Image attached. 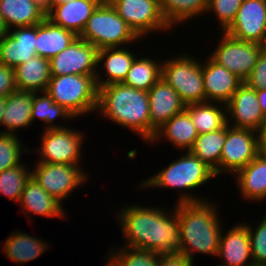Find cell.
<instances>
[{
	"mask_svg": "<svg viewBox=\"0 0 266 266\" xmlns=\"http://www.w3.org/2000/svg\"><path fill=\"white\" fill-rule=\"evenodd\" d=\"M33 103V92L15 90L6 97L5 109L1 125L7 127L8 131L2 133L16 134V130L31 125V109Z\"/></svg>",
	"mask_w": 266,
	"mask_h": 266,
	"instance_id": "26",
	"label": "cell"
},
{
	"mask_svg": "<svg viewBox=\"0 0 266 266\" xmlns=\"http://www.w3.org/2000/svg\"><path fill=\"white\" fill-rule=\"evenodd\" d=\"M106 266H158V253L124 246L118 251L113 248ZM116 251V252H115ZM112 253V254H111ZM114 253V254H113Z\"/></svg>",
	"mask_w": 266,
	"mask_h": 266,
	"instance_id": "35",
	"label": "cell"
},
{
	"mask_svg": "<svg viewBox=\"0 0 266 266\" xmlns=\"http://www.w3.org/2000/svg\"><path fill=\"white\" fill-rule=\"evenodd\" d=\"M257 156L256 131L230 127L227 123L226 140L221 153L219 174L228 172L235 175Z\"/></svg>",
	"mask_w": 266,
	"mask_h": 266,
	"instance_id": "12",
	"label": "cell"
},
{
	"mask_svg": "<svg viewBox=\"0 0 266 266\" xmlns=\"http://www.w3.org/2000/svg\"><path fill=\"white\" fill-rule=\"evenodd\" d=\"M243 0H208L207 12L215 13L222 32L233 22Z\"/></svg>",
	"mask_w": 266,
	"mask_h": 266,
	"instance_id": "38",
	"label": "cell"
},
{
	"mask_svg": "<svg viewBox=\"0 0 266 266\" xmlns=\"http://www.w3.org/2000/svg\"><path fill=\"white\" fill-rule=\"evenodd\" d=\"M97 111L115 124L135 131L150 141V103L148 92L123 83L98 88Z\"/></svg>",
	"mask_w": 266,
	"mask_h": 266,
	"instance_id": "3",
	"label": "cell"
},
{
	"mask_svg": "<svg viewBox=\"0 0 266 266\" xmlns=\"http://www.w3.org/2000/svg\"><path fill=\"white\" fill-rule=\"evenodd\" d=\"M257 226L255 231L247 226L252 259L254 264H266V215Z\"/></svg>",
	"mask_w": 266,
	"mask_h": 266,
	"instance_id": "39",
	"label": "cell"
},
{
	"mask_svg": "<svg viewBox=\"0 0 266 266\" xmlns=\"http://www.w3.org/2000/svg\"><path fill=\"white\" fill-rule=\"evenodd\" d=\"M158 266H193L187 257L181 253L160 254Z\"/></svg>",
	"mask_w": 266,
	"mask_h": 266,
	"instance_id": "42",
	"label": "cell"
},
{
	"mask_svg": "<svg viewBox=\"0 0 266 266\" xmlns=\"http://www.w3.org/2000/svg\"><path fill=\"white\" fill-rule=\"evenodd\" d=\"M5 103H6V98L5 97H0V124L2 121V117H3V112L5 109Z\"/></svg>",
	"mask_w": 266,
	"mask_h": 266,
	"instance_id": "47",
	"label": "cell"
},
{
	"mask_svg": "<svg viewBox=\"0 0 266 266\" xmlns=\"http://www.w3.org/2000/svg\"><path fill=\"white\" fill-rule=\"evenodd\" d=\"M32 170L31 176L51 196L62 204V200L72 192L73 189L82 186L86 182L87 173L81 171L80 165L52 164L37 162ZM84 181V182H83Z\"/></svg>",
	"mask_w": 266,
	"mask_h": 266,
	"instance_id": "10",
	"label": "cell"
},
{
	"mask_svg": "<svg viewBox=\"0 0 266 266\" xmlns=\"http://www.w3.org/2000/svg\"><path fill=\"white\" fill-rule=\"evenodd\" d=\"M36 38L37 24L9 31L0 40V63L15 69L29 58L36 56Z\"/></svg>",
	"mask_w": 266,
	"mask_h": 266,
	"instance_id": "17",
	"label": "cell"
},
{
	"mask_svg": "<svg viewBox=\"0 0 266 266\" xmlns=\"http://www.w3.org/2000/svg\"><path fill=\"white\" fill-rule=\"evenodd\" d=\"M251 266H266V264H252Z\"/></svg>",
	"mask_w": 266,
	"mask_h": 266,
	"instance_id": "51",
	"label": "cell"
},
{
	"mask_svg": "<svg viewBox=\"0 0 266 266\" xmlns=\"http://www.w3.org/2000/svg\"><path fill=\"white\" fill-rule=\"evenodd\" d=\"M223 258L219 266H251L253 264L247 224H237L221 233L217 257ZM250 260V263L247 262ZM248 263V264H247Z\"/></svg>",
	"mask_w": 266,
	"mask_h": 266,
	"instance_id": "19",
	"label": "cell"
},
{
	"mask_svg": "<svg viewBox=\"0 0 266 266\" xmlns=\"http://www.w3.org/2000/svg\"><path fill=\"white\" fill-rule=\"evenodd\" d=\"M30 177L31 171L25 164L0 172V193L19 203L25 184Z\"/></svg>",
	"mask_w": 266,
	"mask_h": 266,
	"instance_id": "36",
	"label": "cell"
},
{
	"mask_svg": "<svg viewBox=\"0 0 266 266\" xmlns=\"http://www.w3.org/2000/svg\"><path fill=\"white\" fill-rule=\"evenodd\" d=\"M45 92L74 118L97 109L98 87L95 75L51 76Z\"/></svg>",
	"mask_w": 266,
	"mask_h": 266,
	"instance_id": "4",
	"label": "cell"
},
{
	"mask_svg": "<svg viewBox=\"0 0 266 266\" xmlns=\"http://www.w3.org/2000/svg\"><path fill=\"white\" fill-rule=\"evenodd\" d=\"M244 82L255 90L266 89V56L263 53L258 57L253 71Z\"/></svg>",
	"mask_w": 266,
	"mask_h": 266,
	"instance_id": "40",
	"label": "cell"
},
{
	"mask_svg": "<svg viewBox=\"0 0 266 266\" xmlns=\"http://www.w3.org/2000/svg\"><path fill=\"white\" fill-rule=\"evenodd\" d=\"M98 49L78 37L50 61L51 76L96 75Z\"/></svg>",
	"mask_w": 266,
	"mask_h": 266,
	"instance_id": "13",
	"label": "cell"
},
{
	"mask_svg": "<svg viewBox=\"0 0 266 266\" xmlns=\"http://www.w3.org/2000/svg\"><path fill=\"white\" fill-rule=\"evenodd\" d=\"M22 151H28V147L22 150L17 134L0 132V172L20 165Z\"/></svg>",
	"mask_w": 266,
	"mask_h": 266,
	"instance_id": "37",
	"label": "cell"
},
{
	"mask_svg": "<svg viewBox=\"0 0 266 266\" xmlns=\"http://www.w3.org/2000/svg\"><path fill=\"white\" fill-rule=\"evenodd\" d=\"M222 33V39L210 58L244 82L262 53L261 44L238 40Z\"/></svg>",
	"mask_w": 266,
	"mask_h": 266,
	"instance_id": "8",
	"label": "cell"
},
{
	"mask_svg": "<svg viewBox=\"0 0 266 266\" xmlns=\"http://www.w3.org/2000/svg\"><path fill=\"white\" fill-rule=\"evenodd\" d=\"M227 123L230 127L256 131L266 118L259 105L256 90L243 82L226 104ZM229 116V117H228ZM233 119L234 124L230 123Z\"/></svg>",
	"mask_w": 266,
	"mask_h": 266,
	"instance_id": "15",
	"label": "cell"
},
{
	"mask_svg": "<svg viewBox=\"0 0 266 266\" xmlns=\"http://www.w3.org/2000/svg\"><path fill=\"white\" fill-rule=\"evenodd\" d=\"M162 208L130 205L117 215L125 246L152 251L158 254H172L180 249L179 219L177 203L172 213Z\"/></svg>",
	"mask_w": 266,
	"mask_h": 266,
	"instance_id": "1",
	"label": "cell"
},
{
	"mask_svg": "<svg viewBox=\"0 0 266 266\" xmlns=\"http://www.w3.org/2000/svg\"><path fill=\"white\" fill-rule=\"evenodd\" d=\"M256 94L258 97L259 105L263 114L266 116V89L264 90H256Z\"/></svg>",
	"mask_w": 266,
	"mask_h": 266,
	"instance_id": "45",
	"label": "cell"
},
{
	"mask_svg": "<svg viewBox=\"0 0 266 266\" xmlns=\"http://www.w3.org/2000/svg\"><path fill=\"white\" fill-rule=\"evenodd\" d=\"M224 32L238 40L261 44L266 35L265 0H243L235 19Z\"/></svg>",
	"mask_w": 266,
	"mask_h": 266,
	"instance_id": "14",
	"label": "cell"
},
{
	"mask_svg": "<svg viewBox=\"0 0 266 266\" xmlns=\"http://www.w3.org/2000/svg\"><path fill=\"white\" fill-rule=\"evenodd\" d=\"M77 38L78 36L74 32L45 18L41 23L37 24L36 54L50 60Z\"/></svg>",
	"mask_w": 266,
	"mask_h": 266,
	"instance_id": "21",
	"label": "cell"
},
{
	"mask_svg": "<svg viewBox=\"0 0 266 266\" xmlns=\"http://www.w3.org/2000/svg\"><path fill=\"white\" fill-rule=\"evenodd\" d=\"M0 15L9 31L13 26H32L45 19L33 0H0Z\"/></svg>",
	"mask_w": 266,
	"mask_h": 266,
	"instance_id": "28",
	"label": "cell"
},
{
	"mask_svg": "<svg viewBox=\"0 0 266 266\" xmlns=\"http://www.w3.org/2000/svg\"><path fill=\"white\" fill-rule=\"evenodd\" d=\"M235 180L246 200L254 202L266 199V163L258 156L236 173Z\"/></svg>",
	"mask_w": 266,
	"mask_h": 266,
	"instance_id": "27",
	"label": "cell"
},
{
	"mask_svg": "<svg viewBox=\"0 0 266 266\" xmlns=\"http://www.w3.org/2000/svg\"><path fill=\"white\" fill-rule=\"evenodd\" d=\"M199 133L189 113L184 110L174 115L160 129L155 132L150 142L158 141L161 136L168 139L172 145L180 150L190 151Z\"/></svg>",
	"mask_w": 266,
	"mask_h": 266,
	"instance_id": "24",
	"label": "cell"
},
{
	"mask_svg": "<svg viewBox=\"0 0 266 266\" xmlns=\"http://www.w3.org/2000/svg\"><path fill=\"white\" fill-rule=\"evenodd\" d=\"M161 12L172 28L207 11L208 0H159Z\"/></svg>",
	"mask_w": 266,
	"mask_h": 266,
	"instance_id": "33",
	"label": "cell"
},
{
	"mask_svg": "<svg viewBox=\"0 0 266 266\" xmlns=\"http://www.w3.org/2000/svg\"><path fill=\"white\" fill-rule=\"evenodd\" d=\"M18 90L43 93L51 79L50 61L38 55L15 68Z\"/></svg>",
	"mask_w": 266,
	"mask_h": 266,
	"instance_id": "25",
	"label": "cell"
},
{
	"mask_svg": "<svg viewBox=\"0 0 266 266\" xmlns=\"http://www.w3.org/2000/svg\"><path fill=\"white\" fill-rule=\"evenodd\" d=\"M19 203L27 212L28 217H30L29 212L51 218H64L65 216L61 203L49 195L32 176L25 184Z\"/></svg>",
	"mask_w": 266,
	"mask_h": 266,
	"instance_id": "22",
	"label": "cell"
},
{
	"mask_svg": "<svg viewBox=\"0 0 266 266\" xmlns=\"http://www.w3.org/2000/svg\"><path fill=\"white\" fill-rule=\"evenodd\" d=\"M38 11L44 18H48L54 10V5L52 0H33Z\"/></svg>",
	"mask_w": 266,
	"mask_h": 266,
	"instance_id": "43",
	"label": "cell"
},
{
	"mask_svg": "<svg viewBox=\"0 0 266 266\" xmlns=\"http://www.w3.org/2000/svg\"><path fill=\"white\" fill-rule=\"evenodd\" d=\"M258 149L266 148V118L261 122L256 130Z\"/></svg>",
	"mask_w": 266,
	"mask_h": 266,
	"instance_id": "44",
	"label": "cell"
},
{
	"mask_svg": "<svg viewBox=\"0 0 266 266\" xmlns=\"http://www.w3.org/2000/svg\"><path fill=\"white\" fill-rule=\"evenodd\" d=\"M262 53L266 56V35L261 43Z\"/></svg>",
	"mask_w": 266,
	"mask_h": 266,
	"instance_id": "50",
	"label": "cell"
},
{
	"mask_svg": "<svg viewBox=\"0 0 266 266\" xmlns=\"http://www.w3.org/2000/svg\"><path fill=\"white\" fill-rule=\"evenodd\" d=\"M43 94V96H37L38 93L33 92V103L31 109L32 122H34L36 118H40L42 121L48 124L45 129L66 128L65 126L63 127L61 125H54V120L57 119V117L69 120V118L73 119L74 116L63 106L55 103L46 92H43Z\"/></svg>",
	"mask_w": 266,
	"mask_h": 266,
	"instance_id": "34",
	"label": "cell"
},
{
	"mask_svg": "<svg viewBox=\"0 0 266 266\" xmlns=\"http://www.w3.org/2000/svg\"><path fill=\"white\" fill-rule=\"evenodd\" d=\"M161 77L178 93L185 105L206 102L202 63L195 57L184 55L165 60Z\"/></svg>",
	"mask_w": 266,
	"mask_h": 266,
	"instance_id": "7",
	"label": "cell"
},
{
	"mask_svg": "<svg viewBox=\"0 0 266 266\" xmlns=\"http://www.w3.org/2000/svg\"><path fill=\"white\" fill-rule=\"evenodd\" d=\"M189 193H183L177 202L180 233L178 253L193 262L192 251L217 256L222 228L217 205Z\"/></svg>",
	"mask_w": 266,
	"mask_h": 266,
	"instance_id": "2",
	"label": "cell"
},
{
	"mask_svg": "<svg viewBox=\"0 0 266 266\" xmlns=\"http://www.w3.org/2000/svg\"><path fill=\"white\" fill-rule=\"evenodd\" d=\"M150 103V141L155 132L174 115L185 110L178 93L161 77L148 91Z\"/></svg>",
	"mask_w": 266,
	"mask_h": 266,
	"instance_id": "16",
	"label": "cell"
},
{
	"mask_svg": "<svg viewBox=\"0 0 266 266\" xmlns=\"http://www.w3.org/2000/svg\"><path fill=\"white\" fill-rule=\"evenodd\" d=\"M103 0H74L54 6L48 17L54 24L74 32L78 37L83 32L88 18Z\"/></svg>",
	"mask_w": 266,
	"mask_h": 266,
	"instance_id": "20",
	"label": "cell"
},
{
	"mask_svg": "<svg viewBox=\"0 0 266 266\" xmlns=\"http://www.w3.org/2000/svg\"><path fill=\"white\" fill-rule=\"evenodd\" d=\"M15 90H18L15 69L0 63V97L6 98Z\"/></svg>",
	"mask_w": 266,
	"mask_h": 266,
	"instance_id": "41",
	"label": "cell"
},
{
	"mask_svg": "<svg viewBox=\"0 0 266 266\" xmlns=\"http://www.w3.org/2000/svg\"><path fill=\"white\" fill-rule=\"evenodd\" d=\"M83 134L69 129H45L41 138V146L36 152L42 158L38 162L52 164L79 165Z\"/></svg>",
	"mask_w": 266,
	"mask_h": 266,
	"instance_id": "11",
	"label": "cell"
},
{
	"mask_svg": "<svg viewBox=\"0 0 266 266\" xmlns=\"http://www.w3.org/2000/svg\"><path fill=\"white\" fill-rule=\"evenodd\" d=\"M150 57L135 58L123 84L135 89L149 91L161 78L162 63H157Z\"/></svg>",
	"mask_w": 266,
	"mask_h": 266,
	"instance_id": "32",
	"label": "cell"
},
{
	"mask_svg": "<svg viewBox=\"0 0 266 266\" xmlns=\"http://www.w3.org/2000/svg\"><path fill=\"white\" fill-rule=\"evenodd\" d=\"M108 1L140 39L151 31H166L171 28L161 12L159 0Z\"/></svg>",
	"mask_w": 266,
	"mask_h": 266,
	"instance_id": "9",
	"label": "cell"
},
{
	"mask_svg": "<svg viewBox=\"0 0 266 266\" xmlns=\"http://www.w3.org/2000/svg\"><path fill=\"white\" fill-rule=\"evenodd\" d=\"M202 74L206 102L227 104L243 81L228 71L224 66L214 62L210 57L202 63Z\"/></svg>",
	"mask_w": 266,
	"mask_h": 266,
	"instance_id": "18",
	"label": "cell"
},
{
	"mask_svg": "<svg viewBox=\"0 0 266 266\" xmlns=\"http://www.w3.org/2000/svg\"><path fill=\"white\" fill-rule=\"evenodd\" d=\"M52 1H53V5H54V6H58V5H61V4H64V3H67V2L74 1V0H52Z\"/></svg>",
	"mask_w": 266,
	"mask_h": 266,
	"instance_id": "49",
	"label": "cell"
},
{
	"mask_svg": "<svg viewBox=\"0 0 266 266\" xmlns=\"http://www.w3.org/2000/svg\"><path fill=\"white\" fill-rule=\"evenodd\" d=\"M79 37L98 50L122 47L140 39L108 0H103L94 10Z\"/></svg>",
	"mask_w": 266,
	"mask_h": 266,
	"instance_id": "5",
	"label": "cell"
},
{
	"mask_svg": "<svg viewBox=\"0 0 266 266\" xmlns=\"http://www.w3.org/2000/svg\"><path fill=\"white\" fill-rule=\"evenodd\" d=\"M135 58V55L125 48L113 47L98 50L97 65L100 62H104L102 67L103 69L105 68L108 78L103 80L100 73H96L95 80L97 87L100 88L107 84L123 83Z\"/></svg>",
	"mask_w": 266,
	"mask_h": 266,
	"instance_id": "23",
	"label": "cell"
},
{
	"mask_svg": "<svg viewBox=\"0 0 266 266\" xmlns=\"http://www.w3.org/2000/svg\"><path fill=\"white\" fill-rule=\"evenodd\" d=\"M216 175L214 171L197 158L191 151L173 161L165 169H162L154 176L141 182L140 187L153 188H180L191 190L208 182Z\"/></svg>",
	"mask_w": 266,
	"mask_h": 266,
	"instance_id": "6",
	"label": "cell"
},
{
	"mask_svg": "<svg viewBox=\"0 0 266 266\" xmlns=\"http://www.w3.org/2000/svg\"><path fill=\"white\" fill-rule=\"evenodd\" d=\"M258 157L266 163V148L258 149Z\"/></svg>",
	"mask_w": 266,
	"mask_h": 266,
	"instance_id": "48",
	"label": "cell"
},
{
	"mask_svg": "<svg viewBox=\"0 0 266 266\" xmlns=\"http://www.w3.org/2000/svg\"><path fill=\"white\" fill-rule=\"evenodd\" d=\"M215 102L191 103L185 110L189 113L199 134L214 132L227 124L226 105ZM220 104L223 108H220Z\"/></svg>",
	"mask_w": 266,
	"mask_h": 266,
	"instance_id": "30",
	"label": "cell"
},
{
	"mask_svg": "<svg viewBox=\"0 0 266 266\" xmlns=\"http://www.w3.org/2000/svg\"><path fill=\"white\" fill-rule=\"evenodd\" d=\"M226 140V125L214 132L199 134L190 150L197 158L219 175L220 158Z\"/></svg>",
	"mask_w": 266,
	"mask_h": 266,
	"instance_id": "31",
	"label": "cell"
},
{
	"mask_svg": "<svg viewBox=\"0 0 266 266\" xmlns=\"http://www.w3.org/2000/svg\"><path fill=\"white\" fill-rule=\"evenodd\" d=\"M9 32L5 23L0 15V40Z\"/></svg>",
	"mask_w": 266,
	"mask_h": 266,
	"instance_id": "46",
	"label": "cell"
},
{
	"mask_svg": "<svg viewBox=\"0 0 266 266\" xmlns=\"http://www.w3.org/2000/svg\"><path fill=\"white\" fill-rule=\"evenodd\" d=\"M5 256L16 262L17 264H23L34 260L45 252L48 248V244L42 239L35 238L31 235L25 234L22 231L13 232L4 244Z\"/></svg>",
	"mask_w": 266,
	"mask_h": 266,
	"instance_id": "29",
	"label": "cell"
}]
</instances>
